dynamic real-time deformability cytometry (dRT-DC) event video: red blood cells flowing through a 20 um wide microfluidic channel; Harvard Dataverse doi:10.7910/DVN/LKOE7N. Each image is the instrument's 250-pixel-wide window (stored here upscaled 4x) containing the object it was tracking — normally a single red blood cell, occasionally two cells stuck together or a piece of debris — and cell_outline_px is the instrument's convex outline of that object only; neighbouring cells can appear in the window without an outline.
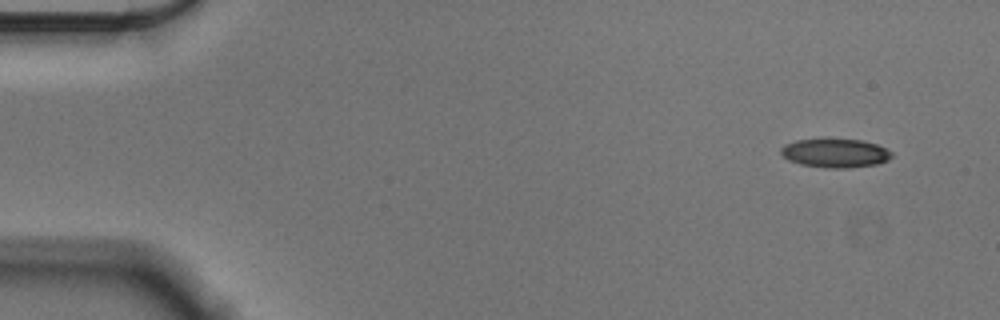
{"species": "Egyptian fruit bat (a non-hibernating species)", "species_latin": "Rousettus aegyptiacus", "temperature_condition": "cold", "stored_images_in_passage": 53, "camera_frame_rate_fps": 3000, "um_per_image_px": 0.085, "animal": {"sex": "male"}, "frame": {"image": 1, "passage_image": 1, "time_ms": 0.0, "image_size_px": [1000, 320], "cell_outline_px": [[892, 156], [888, 160], [876, 164], [844, 168], [832, 168], [800, 164], [788, 160], [780, 152], [780, 148], [784, 144], [796, 140], [824, 136], [864, 140], [876, 144], [892, 152]], "centroid_in_image_um": [70.95, 12.95], "position_along_channel_um": 14.1, "area_um2": 19.25}}
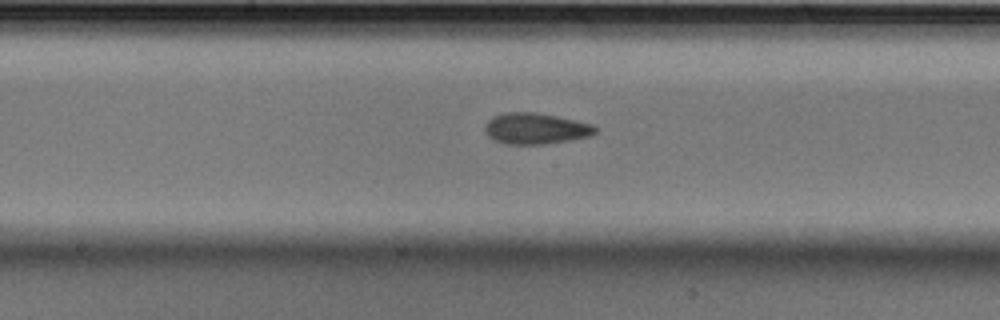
{"frame": {"image": 2, "passage_image": 26, "time_ms": 8.333, "image_size_px": [1000, 320], "cell_outline_px": [[596, 132], [592, 136], [544, 144], [504, 144], [492, 140], [488, 136], [484, 128], [488, 120], [504, 112], [536, 112], [556, 116], [592, 124], [596, 128]], "centroid_in_image_um": [45.51, 10.93], "position_along_channel_um": 202.7, "area_um2": 19.94}}
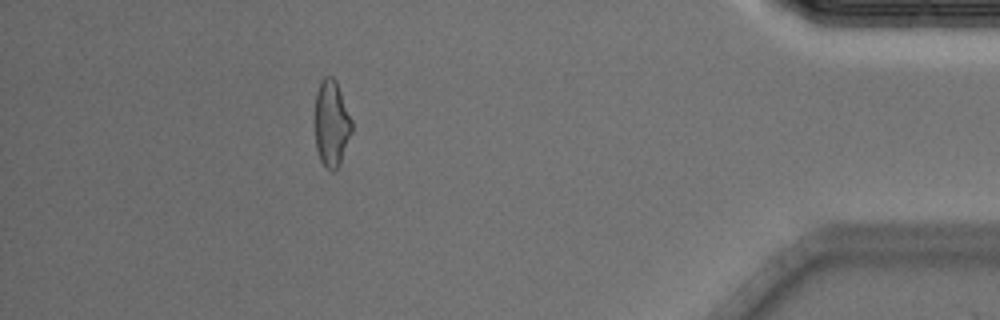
{"frame": {"image": 3, "passage_image": 47, "time_ms": 15.333, "image_size_px": [1000, 320], "cell_outline_px": [[352, 132], [340, 164], [332, 172], [320, 160], [316, 148], [316, 92], [324, 76], [332, 76], [336, 80], [352, 120]], "centroid_in_image_um": [28.2, 10.49], "position_along_channel_um": 407.0, "area_um2": 18.32}, "authors_computed_cell_mechanics": {"area_um2": 19.363, "velocity_mm_per_s": 3.5978, "shape_relaxation_time_tau1_ms": 9.8036, "shape_relaxation_time_tau2_ms": 2.2887, "deformation_change_tau1": 0.2072, "deformation_change_tau2": 0.097}}